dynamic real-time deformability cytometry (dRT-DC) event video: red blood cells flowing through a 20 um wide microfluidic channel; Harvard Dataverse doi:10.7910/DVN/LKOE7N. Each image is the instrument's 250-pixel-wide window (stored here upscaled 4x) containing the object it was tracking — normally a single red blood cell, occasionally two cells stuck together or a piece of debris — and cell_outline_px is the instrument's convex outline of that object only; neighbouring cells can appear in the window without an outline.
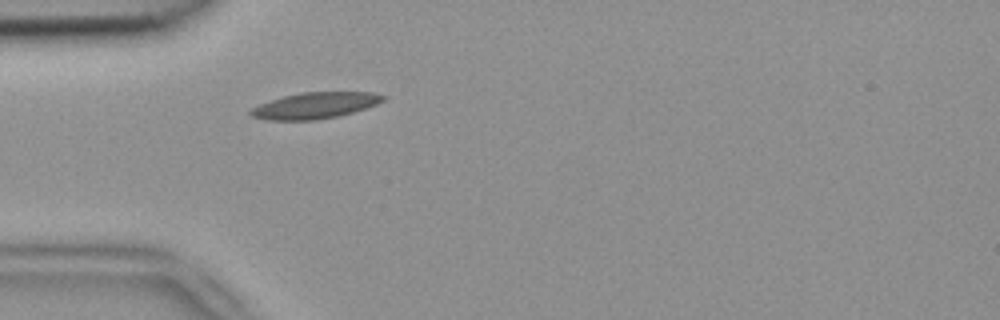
{"species": "common noctule bat (a hibernating species)", "species_latin": "Nyctalus noctula", "temperature_condition": "room temperature", "stored_images_in_passage": 1, "camera_frame_rate_fps": 3000, "um_per_image_px": 0.085, "animal": {"sex": "female", "body_mass_g": 18.4}, "frame": {"image": 1, "passage_image": 1, "time_ms": 0.0, "image_size_px": [1000, 320], "cell_outline_px": [[388, 96], [384, 100], [376, 104], [352, 112], [336, 116], [316, 120], [264, 120], [252, 116], [248, 112], [252, 108], [260, 104], [284, 96], [300, 92], [372, 92]], "centroid_in_image_um": [26.77, 8.96], "position_along_channel_um": 58.2, "area_um2": 20.06}}